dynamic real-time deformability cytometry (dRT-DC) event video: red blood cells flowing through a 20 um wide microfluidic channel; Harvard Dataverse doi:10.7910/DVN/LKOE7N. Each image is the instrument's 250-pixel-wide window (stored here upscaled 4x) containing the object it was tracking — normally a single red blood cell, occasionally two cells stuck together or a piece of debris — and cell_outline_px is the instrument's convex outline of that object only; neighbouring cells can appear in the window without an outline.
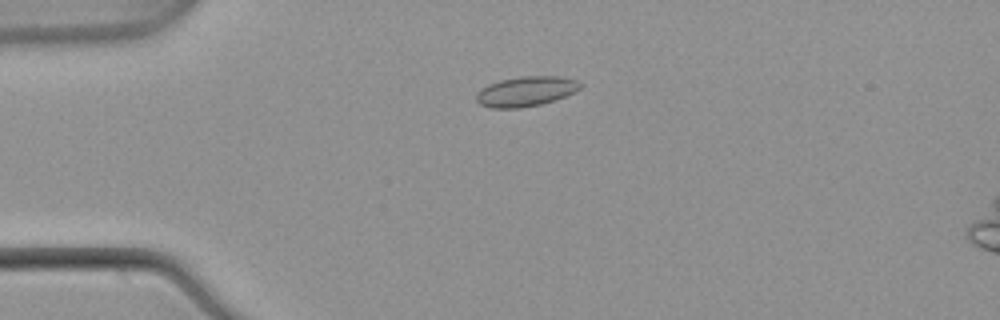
{"species": "common noctule bat (a hibernating species)", "species_latin": "Nyctalus noctula", "temperature_condition": "warm", "stored_images_in_passage": 54, "camera_frame_rate_fps": 3000, "um_per_image_px": 0.085, "animal": {"sex": "male", "body_mass_g": 21.5, "forearm_length_mm": 52.0}, "frame": {"image": 1, "passage_image": 14, "time_ms": 4.333, "image_size_px": [1000, 320], "cell_outline_px": [[584, 84], [576, 92], [556, 100], [540, 104], [520, 108], [492, 108], [480, 104], [476, 100], [476, 92], [480, 88], [488, 84], [500, 80], [524, 76], [560, 76], [576, 80]], "centroid_in_image_um": [44.72, 7.76], "position_along_channel_um": 40.3, "area_um2": 18.32}}
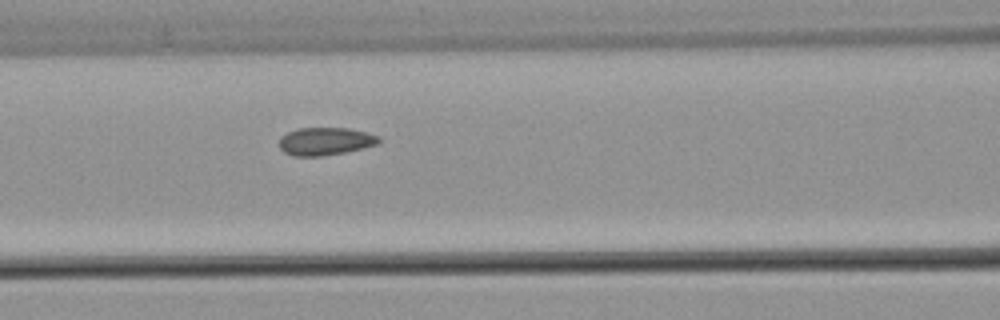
{"frame": {"image": 2, "passage_image": 24, "time_ms": 7.667, "image_size_px": [1000, 320], "cell_outline_px": [[380, 144], [364, 148], [344, 152], [320, 156], [292, 156], [284, 152], [280, 148], [280, 136], [296, 128], [348, 128], [368, 132], [380, 136]], "centroid_in_image_um": [27.68, 12.0], "position_along_channel_um": 138.9, "area_um2": 16.3}}
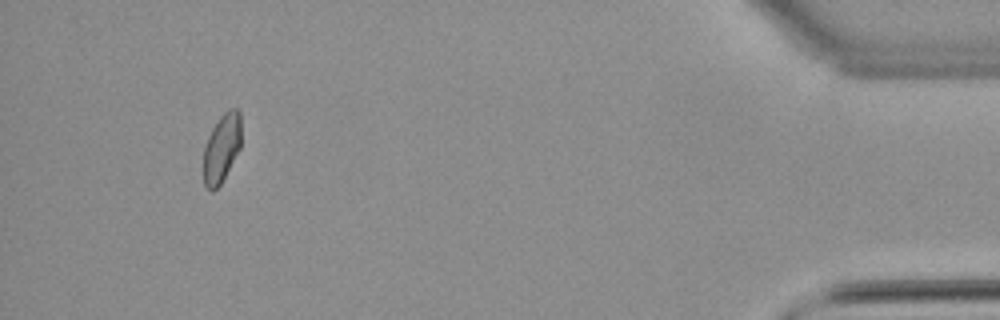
{"frame": {"image": 3, "passage_image": 51, "time_ms": 16.667, "image_size_px": [1000, 320], "cell_outline_px": [[240, 148], [220, 184], [212, 192], [204, 184], [204, 148], [208, 136], [212, 128], [220, 116], [228, 108], [236, 108], [240, 112]], "centroid_in_image_um": [18.84, 12.55], "position_along_channel_um": 416.4, "area_um2": 14.85}, "authors_computed_cell_mechanics": {"area_um2": 16.2129, "velocity_mm_per_s": 3.8588, "shape_relaxation_time_tau1_ms": null, "shape_relaxation_time_tau2_ms": 1.4575, "deformation_change_tau1": null, "deformation_change_tau2": 0.0594}}